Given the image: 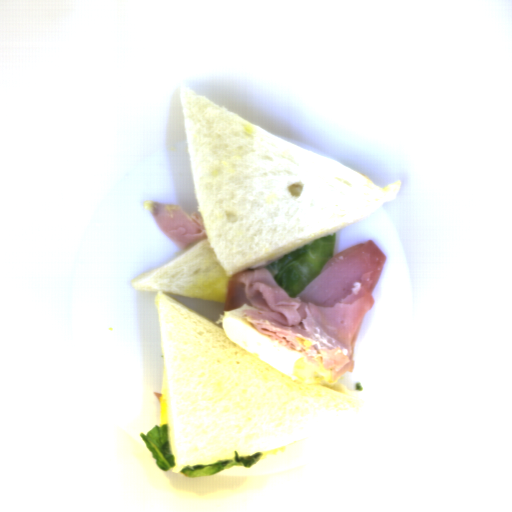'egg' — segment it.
Listing matches in <instances>:
<instances>
[{"label": "egg", "instance_id": "obj_1", "mask_svg": "<svg viewBox=\"0 0 512 512\" xmlns=\"http://www.w3.org/2000/svg\"><path fill=\"white\" fill-rule=\"evenodd\" d=\"M244 309L254 307L243 304L236 310L224 311L222 325L228 339L294 381L320 385H335L339 381L340 378L329 382L325 370L311 363L303 353L292 351L259 332L246 320Z\"/></svg>", "mask_w": 512, "mask_h": 512}]
</instances>
